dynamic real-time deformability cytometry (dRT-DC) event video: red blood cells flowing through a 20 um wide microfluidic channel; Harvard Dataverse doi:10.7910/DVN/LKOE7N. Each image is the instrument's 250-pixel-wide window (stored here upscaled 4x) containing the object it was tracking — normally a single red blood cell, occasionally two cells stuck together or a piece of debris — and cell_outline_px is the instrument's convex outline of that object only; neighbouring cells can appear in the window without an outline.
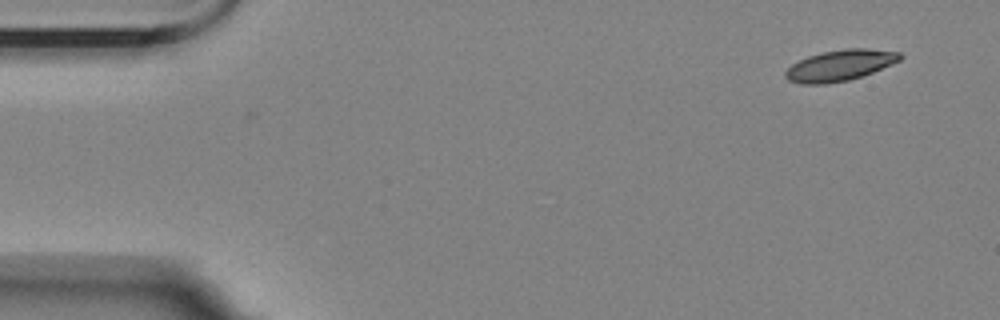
{"species": "Egyptian fruit bat (a non-hibernating species)", "species_latin": "Rousettus aegyptiacus", "temperature_condition": "room temperature", "stored_images_in_passage": 3, "camera_frame_rate_fps": 3000, "um_per_image_px": 0.085, "animal": {"sex": "female"}, "frame": {"image": 1, "passage_image": 3, "time_ms": 2.333, "image_size_px": [1000, 320], "cell_outline_px": [[904, 56], [900, 60], [892, 64], [872, 72], [848, 80], [824, 84], [800, 84], [788, 80], [784, 76], [784, 72], [792, 64], [808, 56], [820, 52], [844, 48], [868, 48], [900, 52]], "centroid_in_image_um": [71.39, 5.54], "position_along_channel_um": 13.6, "area_um2": 20.75}}